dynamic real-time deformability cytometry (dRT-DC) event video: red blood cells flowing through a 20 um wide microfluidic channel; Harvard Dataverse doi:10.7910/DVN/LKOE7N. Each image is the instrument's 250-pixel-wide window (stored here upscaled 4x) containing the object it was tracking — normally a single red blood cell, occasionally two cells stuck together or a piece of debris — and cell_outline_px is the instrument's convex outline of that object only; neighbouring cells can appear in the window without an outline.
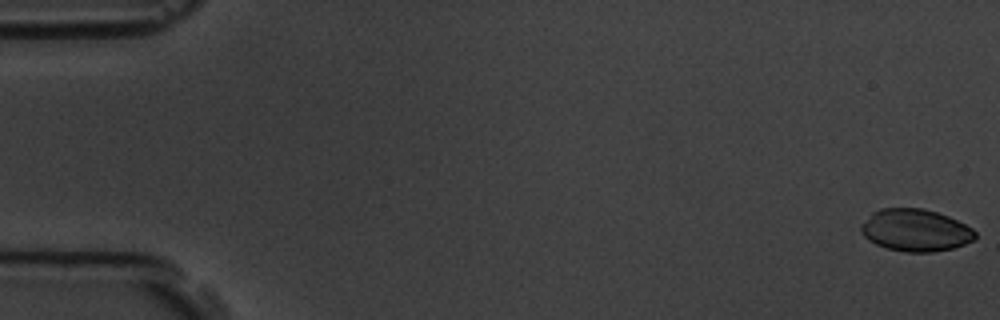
{"species": "common noctule bat (a hibernating species)", "species_latin": "Nyctalus noctula", "temperature_condition": "room temperature", "stored_images_in_passage": 58, "camera_frame_rate_fps": 3000, "um_per_image_px": 0.085, "animal": {"sex": "male", "body_mass_g": 19.5, "forearm_length_mm": 54.6}, "frame": {"image": 1, "passage_image": 1, "time_ms": 0.0, "image_size_px": [1000, 320], "cell_outline_px": [[976, 240], [952, 248], [932, 252], [904, 252], [888, 248], [876, 244], [868, 240], [860, 232], [860, 224], [872, 212], [880, 208], [924, 208], [948, 216], [972, 228], [976, 232]], "centroid_in_image_um": [77.79, 19.56], "position_along_channel_um": 7.2, "area_um2": 28.21}}
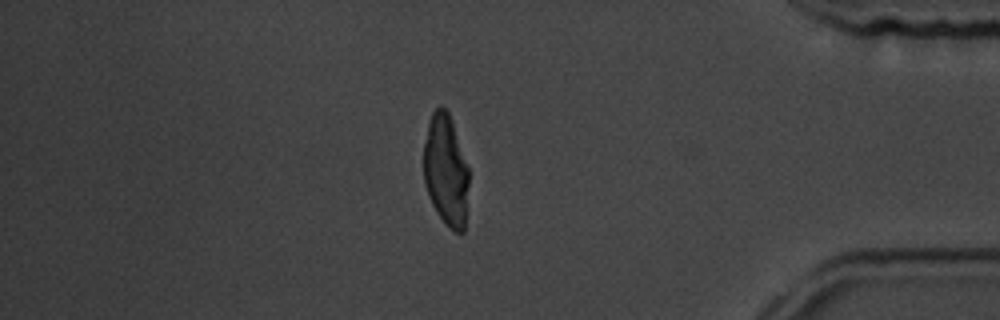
{"frame": {"image": 2, "passage_image": 50, "time_ms": 16.333, "image_size_px": [1000, 320], "cell_outline_px": [[468, 184], [464, 232], [456, 232], [436, 212], [428, 196], [424, 184], [424, 144], [428, 120], [432, 112], [440, 104], [448, 112], [452, 120], [468, 168]], "centroid_in_image_um": [37.88, 14.43], "position_along_channel_um": 397.3, "area_um2": 29.13}}